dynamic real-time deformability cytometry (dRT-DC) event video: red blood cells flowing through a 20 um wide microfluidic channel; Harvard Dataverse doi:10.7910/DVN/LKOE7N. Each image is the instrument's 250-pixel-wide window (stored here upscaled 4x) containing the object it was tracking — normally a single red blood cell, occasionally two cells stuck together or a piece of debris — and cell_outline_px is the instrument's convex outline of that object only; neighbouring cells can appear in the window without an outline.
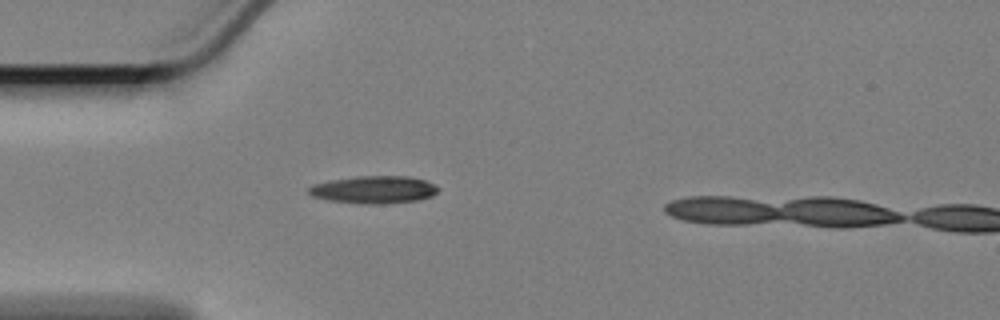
{"species": "Egyptian fruit bat (a non-hibernating species)", "species_latin": "Rousettus aegyptiacus", "temperature_condition": "cold", "stored_images_in_passage": 8, "camera_frame_rate_fps": 3000, "um_per_image_px": 0.085, "animal": {"sex": "female"}, "frame": {"image": 1, "passage_image": 1, "time_ms": 0.0, "image_size_px": [1000, 320], "cell_outline_px": [[440, 188], [432, 196], [416, 200], [384, 204], [360, 204], [328, 200], [312, 196], [308, 192], [308, 188], [312, 184], [328, 180], [356, 176], [408, 176], [424, 180], [436, 184]], "centroid_in_image_um": [31.76, 16.12], "position_along_channel_um": 53.2, "area_um2": 20.98}}
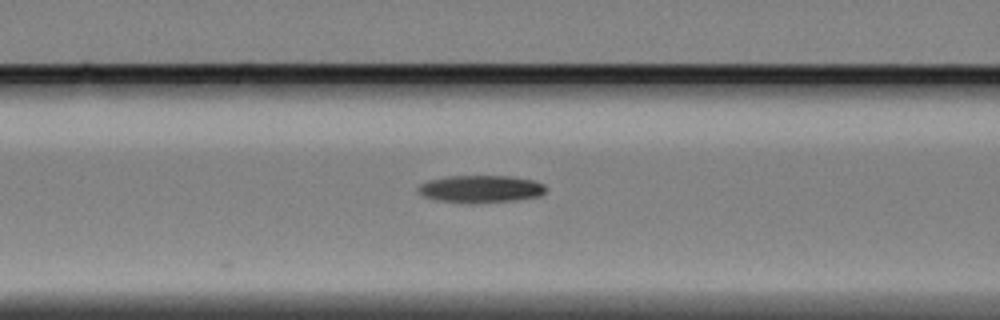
{"frame": {"image": 2, "passage_image": 8, "time_ms": 2.333, "image_size_px": [1000, 320], "cell_outline_px": [[544, 192], [540, 196], [516, 200], [436, 200], [424, 196], [416, 188], [420, 184], [428, 180], [448, 176], [512, 176], [532, 180], [544, 184]], "centroid_in_image_um": [40.87, 16.0], "position_along_channel_um": 125.7, "area_um2": 19.31}}